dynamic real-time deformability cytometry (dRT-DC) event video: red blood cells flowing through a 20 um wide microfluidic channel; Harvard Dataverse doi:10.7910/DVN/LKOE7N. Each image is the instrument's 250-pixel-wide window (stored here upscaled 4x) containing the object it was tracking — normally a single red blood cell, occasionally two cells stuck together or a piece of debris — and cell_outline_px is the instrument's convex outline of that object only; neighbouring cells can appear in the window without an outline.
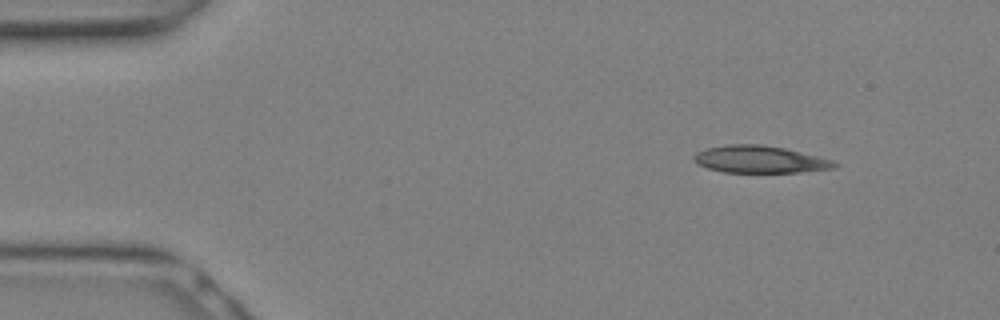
{"species": "Egyptian fruit bat (a non-hibernating species)", "species_latin": "Rousettus aegyptiacus", "temperature_condition": "warm", "stored_images_in_passage": 13, "segment_of_instrument_passage": [1, 2], "camera_frame_rate_fps": 3000, "um_per_image_px": 0.085, "animal": {"sex": "female"}, "frame": {"image": 1, "passage_image": 2, "time_ms": 0.333, "image_size_px": [1000, 320], "cell_outline_px": [[840, 164], [836, 168], [800, 172], [724, 172], [708, 168], [696, 164], [692, 160], [692, 156], [696, 152], [708, 148], [728, 144], [760, 144], [784, 148], [832, 160]], "centroid_in_image_um": [64.55, 13.55], "position_along_channel_um": 20.4, "area_um2": 22.25}}
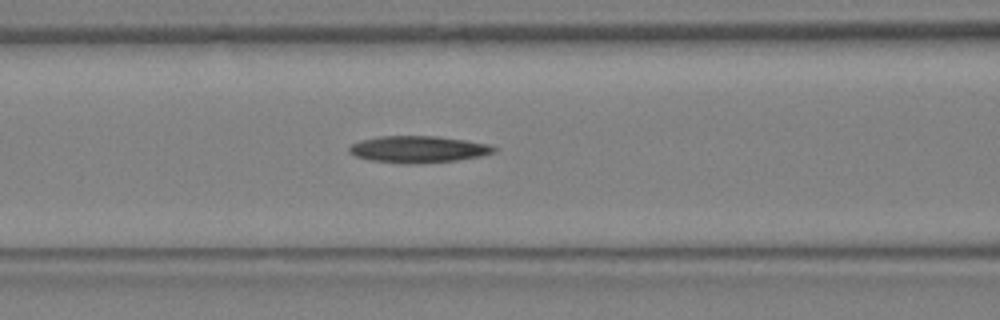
{"frame": {"image": 2, "passage_image": 10, "time_ms": 3.0, "image_size_px": [1000, 320], "cell_outline_px": [[500, 148], [496, 152], [480, 156], [456, 160], [416, 164], [408, 164], [372, 160], [356, 156], [348, 152], [348, 148], [352, 144], [360, 140], [380, 136], [436, 136], [464, 140], [488, 144]], "centroid_in_image_um": [35.57, 12.69], "position_along_channel_um": 131.0, "area_um2": 22.54}}
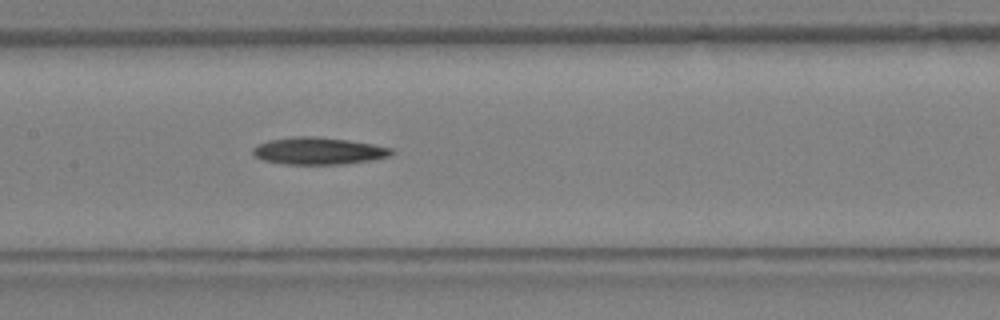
{"frame": {"image": 3, "passage_image": 12, "time_ms": 3.667, "image_size_px": [1000, 320], "cell_outline_px": [[396, 152], [388, 156], [368, 160], [340, 164], [284, 164], [264, 160], [256, 156], [252, 152], [252, 148], [256, 144], [268, 140], [292, 136], [312, 136], [348, 140], [372, 144], [392, 148]], "centroid_in_image_um": [27.03, 12.81], "position_along_channel_um": 180.4, "area_um2": 21.79}}